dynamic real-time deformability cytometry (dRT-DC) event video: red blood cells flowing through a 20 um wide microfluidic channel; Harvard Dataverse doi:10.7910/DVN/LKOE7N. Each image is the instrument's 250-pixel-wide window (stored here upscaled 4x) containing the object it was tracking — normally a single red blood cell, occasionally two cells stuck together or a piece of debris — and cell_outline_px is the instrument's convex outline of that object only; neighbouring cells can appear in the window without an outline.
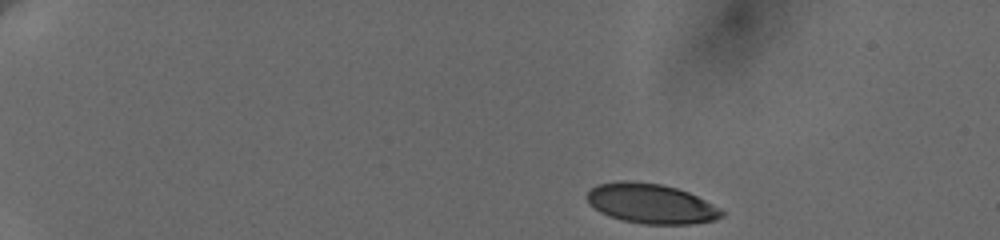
{"species": "human", "species_latin": "Homo sapiens", "temperature_condition": "cold", "stored_images_in_passage": 20, "camera_frame_rate_fps": 3000, "um_per_image_px": 0.085, "donor": {"sex": "female"}, "frame": {"image": 1, "passage_image": 1, "time_ms": 0.0, "image_size_px": [1000, 240], "cell_outline_px": [[724, 216], [712, 220], [692, 224], [644, 224], [620, 220], [608, 216], [600, 212], [588, 204], [588, 192], [596, 184], [620, 180], [628, 180], [660, 184], [676, 188], [688, 192], [720, 208], [724, 212]], "centroid_in_image_um": [55.3, 17.31], "position_along_channel_um": 29.7, "area_um2": 31.27}}
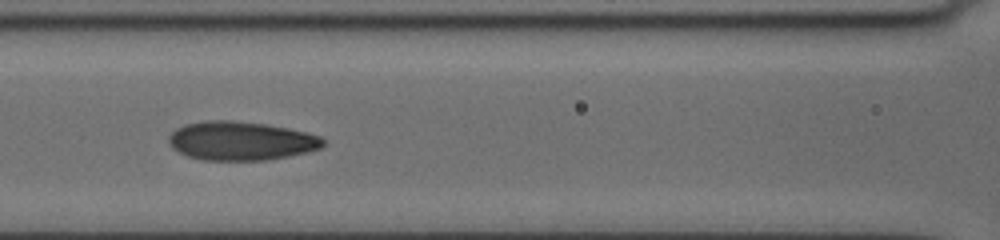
{"frame": {"image": 2, "passage_image": 9, "time_ms": 6.333, "image_size_px": [1000, 240], "cell_outline_px": [[324, 144], [320, 148], [308, 152], [288, 156], [264, 160], [204, 160], [188, 156], [172, 148], [168, 140], [168, 136], [176, 128], [184, 124], [208, 120], [232, 120], [264, 124], [288, 128], [320, 136], [324, 140]], "centroid_in_image_um": [20.45, 11.97], "position_along_channel_um": 146.1, "area_um2": 34.8}}
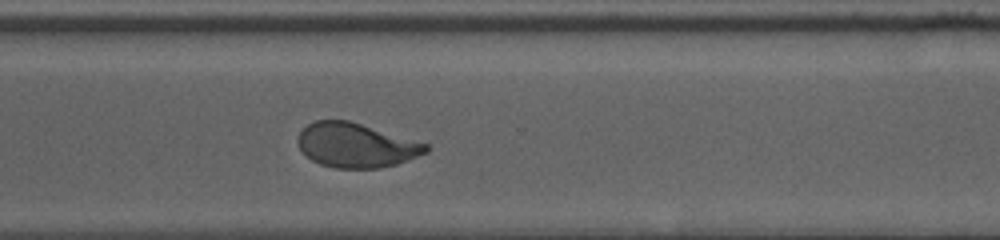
{"frame": {"image": 3, "passage_image": 20, "time_ms": 11.667, "image_size_px": [1000, 240], "cell_outline_px": [[428, 152], [396, 164], [380, 168], [336, 168], [320, 164], [312, 160], [300, 148], [300, 132], [308, 124], [316, 120], [348, 120], [428, 144]], "centroid_in_image_um": [30.28, 12.35], "position_along_channel_um": 340.3, "area_um2": 32.54}}